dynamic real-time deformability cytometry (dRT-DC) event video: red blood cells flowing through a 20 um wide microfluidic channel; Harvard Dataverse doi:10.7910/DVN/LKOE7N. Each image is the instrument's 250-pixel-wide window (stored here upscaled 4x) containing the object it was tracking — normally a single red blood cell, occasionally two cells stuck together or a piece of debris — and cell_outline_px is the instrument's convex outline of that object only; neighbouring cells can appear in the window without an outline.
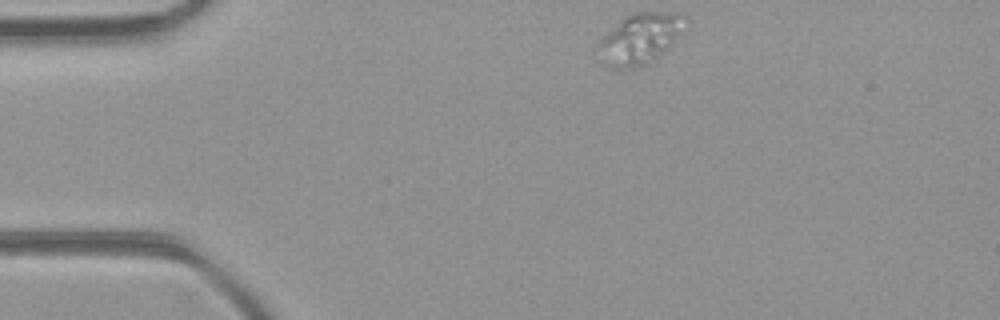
{"species": "common noctule bat (a hibernating species)", "species_latin": "Nyctalus noctula", "temperature_condition": "room temperature", "stored_images_in_passage": 40, "camera_frame_rate_fps": 3000, "um_per_image_px": 0.085, "animal": {"sex": "female", "body_mass_g": 21.9}, "frame": {"image": 1, "passage_image": 1, "time_ms": 0.0, "image_size_px": [1000, 320], "cell_outline_px": [[688, 16], [664, 52], [660, 56], [644, 64], [632, 68], [612, 68], [608, 64], [596, 44], [620, 20], [632, 12], [680, 12]], "centroid_in_image_um": [54.39, 3.24], "position_along_channel_um": 30.6, "area_um2": 24.62}}
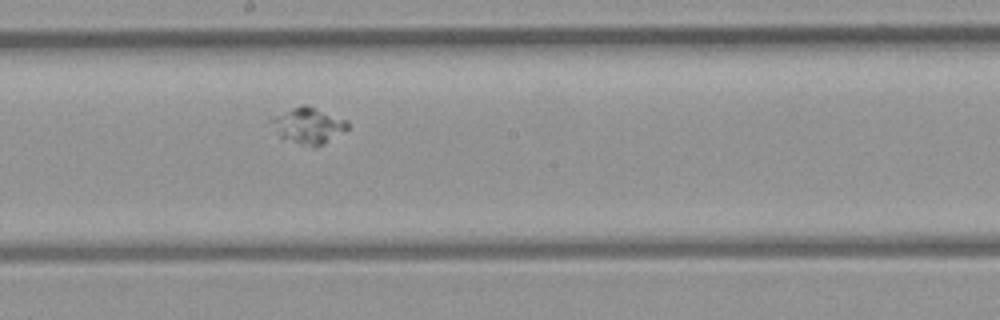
{"frame": {"image": 2, "passage_image": 18, "time_ms": 5.667, "image_size_px": [1000, 320], "cell_outline_px": [[348, 128], [316, 148], [300, 144], [280, 136], [272, 120], [292, 108], [300, 104], [308, 104], [348, 120]], "centroid_in_image_um": [26.3, 10.66], "position_along_channel_um": 221.9, "area_um2": 15.43}}
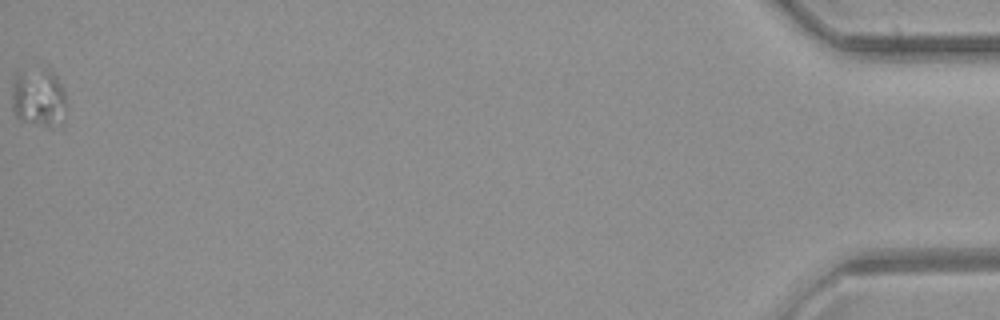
{"frame": {"image": 3, "passage_image": 40, "time_ms": 13.0, "image_size_px": [1000, 320], "cell_outline_px": [[64, 104], [52, 128], [48, 128], [16, 116], [12, 112], [12, 80], [16, 68], [48, 68], [56, 76], [64, 92]], "centroid_in_image_um": [3.15, 8.16], "position_along_channel_um": 432.1, "area_um2": 18.38}}